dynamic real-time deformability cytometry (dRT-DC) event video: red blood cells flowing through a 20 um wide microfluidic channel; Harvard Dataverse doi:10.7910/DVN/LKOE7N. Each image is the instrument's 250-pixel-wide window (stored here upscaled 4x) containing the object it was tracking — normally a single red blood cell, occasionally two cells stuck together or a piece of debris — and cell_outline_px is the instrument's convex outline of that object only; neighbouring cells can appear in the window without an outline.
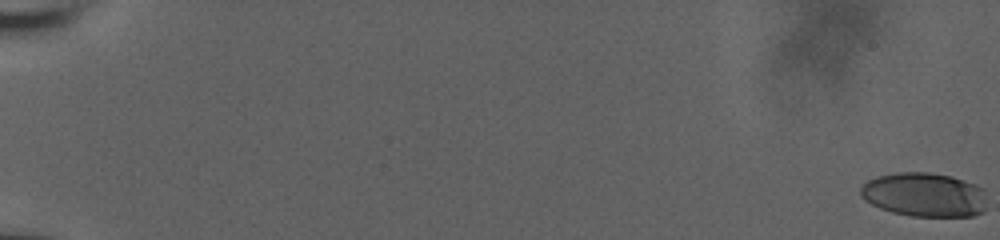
{"species": "human", "species_latin": "Homo sapiens", "temperature_condition": "room temperature", "stored_images_in_passage": 20, "camera_frame_rate_fps": 3000, "um_per_image_px": 0.085, "donor": {"sex": "male"}, "frame": {"image": 1, "passage_image": 1, "time_ms": 0.0, "image_size_px": [1000, 240], "cell_outline_px": [[984, 212], [972, 216], [912, 216], [892, 212], [880, 208], [864, 200], [860, 196], [860, 188], [868, 180], [876, 176], [896, 172], [928, 172], [952, 176], [976, 184], [984, 188]], "centroid_in_image_um": [78.56, 16.54], "position_along_channel_um": 6.4, "area_um2": 32.66}}